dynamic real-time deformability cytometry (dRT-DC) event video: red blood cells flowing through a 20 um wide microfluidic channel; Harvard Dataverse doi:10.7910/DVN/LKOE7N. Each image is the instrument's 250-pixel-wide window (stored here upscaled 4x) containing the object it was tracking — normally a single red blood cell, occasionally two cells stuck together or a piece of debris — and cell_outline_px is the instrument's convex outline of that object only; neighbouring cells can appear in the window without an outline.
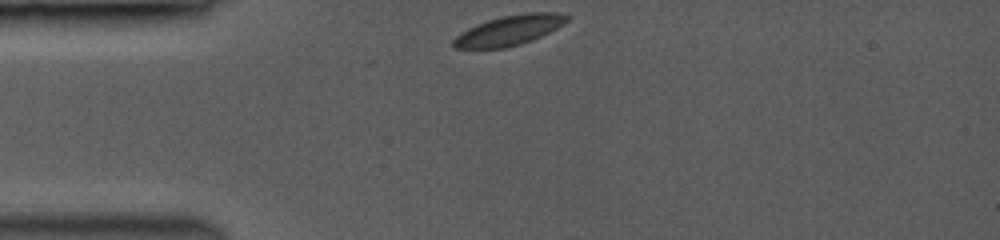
{"species": "common noctule bat (a hibernating species)", "species_latin": "Nyctalus noctula", "temperature_condition": "room temperature", "stored_images_in_passage": 9, "camera_frame_rate_fps": 3500, "um_per_image_px": 0.085, "animal": {"sex": "female", "body_mass_g": 19.0, "forearm_length_mm": 53.3}, "frame": {"image": 1, "passage_image": 1, "time_ms": 0.0, "image_size_px": [1000, 240], "cell_outline_px": [[572, 16], [568, 20], [556, 28], [532, 40], [520, 44], [504, 48], [456, 48], [452, 44], [452, 40], [460, 32], [476, 24], [500, 16], [524, 12], [556, 12]], "centroid_in_image_um": [43.28, 2.56], "position_along_channel_um": 41.7, "area_um2": 19.83}}
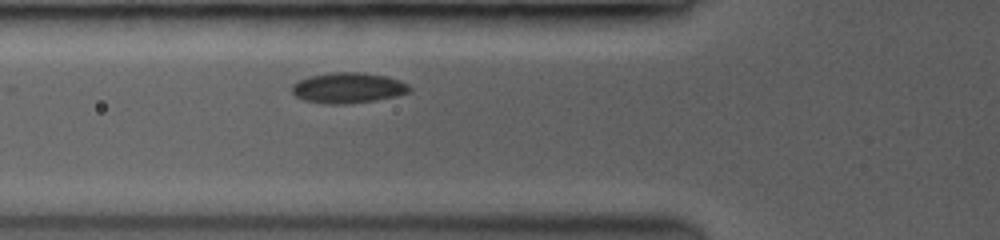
{"frame": {"image": 2, "passage_image": 6, "time_ms": 2.0, "image_size_px": [1000, 240], "cell_outline_px": [[412, 88], [408, 92], [392, 96], [372, 100], [344, 104], [332, 104], [304, 100], [296, 96], [292, 92], [292, 84], [308, 76], [332, 72], [364, 72], [384, 76], [408, 84]], "centroid_in_image_um": [29.53, 7.45], "position_along_channel_um": 96.3, "area_um2": 20.52}}
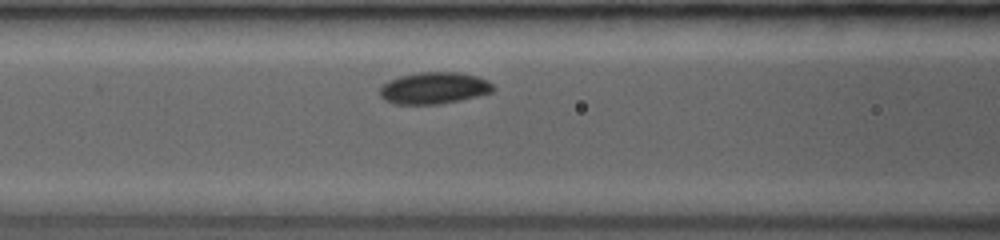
{"frame": {"image": 3, "passage_image": 8, "time_ms": 2.857, "image_size_px": [1000, 240], "cell_outline_px": [[492, 92], [476, 96], [436, 104], [396, 104], [380, 96], [380, 88], [388, 80], [400, 76], [420, 72], [460, 72], [476, 76], [488, 80], [492, 84]], "centroid_in_image_um": [36.88, 7.47], "position_along_channel_um": 129.7, "area_um2": 20.58}}